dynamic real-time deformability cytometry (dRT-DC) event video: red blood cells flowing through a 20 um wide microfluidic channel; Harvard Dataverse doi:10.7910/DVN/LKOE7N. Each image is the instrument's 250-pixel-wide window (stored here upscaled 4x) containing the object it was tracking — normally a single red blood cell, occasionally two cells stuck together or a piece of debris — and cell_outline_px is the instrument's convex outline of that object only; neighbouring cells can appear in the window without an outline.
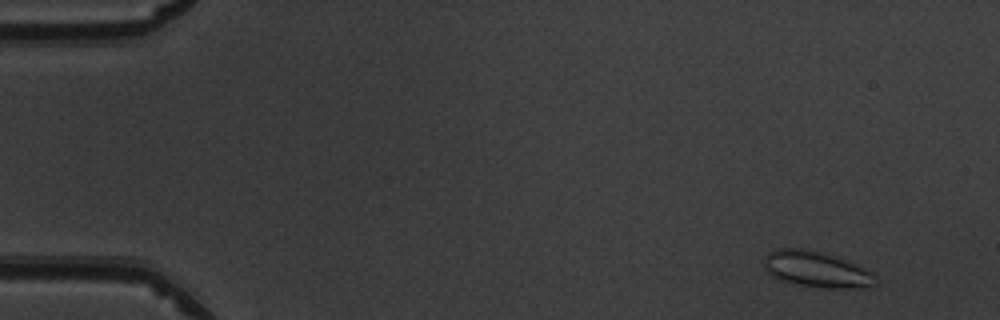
{"species": "common noctule bat (a hibernating species)", "species_latin": "Nyctalus noctula", "temperature_condition": "warm", "stored_images_in_passage": 49, "camera_frame_rate_fps": 3000, "um_per_image_px": 0.085, "animal": {"sex": "male", "body_mass_g": 19.5, "forearm_length_mm": 54.6}, "frame": {"image": 1, "passage_image": 2, "time_ms": 0.333, "image_size_px": [1000, 320], "cell_outline_px": [[876, 284], [872, 288], [824, 288], [796, 284], [780, 280], [772, 276], [764, 268], [764, 256], [768, 252], [776, 248], [808, 248], [848, 260], [872, 272], [876, 276]], "centroid_in_image_um": [69.41, 22.89], "position_along_channel_um": 15.6, "area_um2": 23.81}}
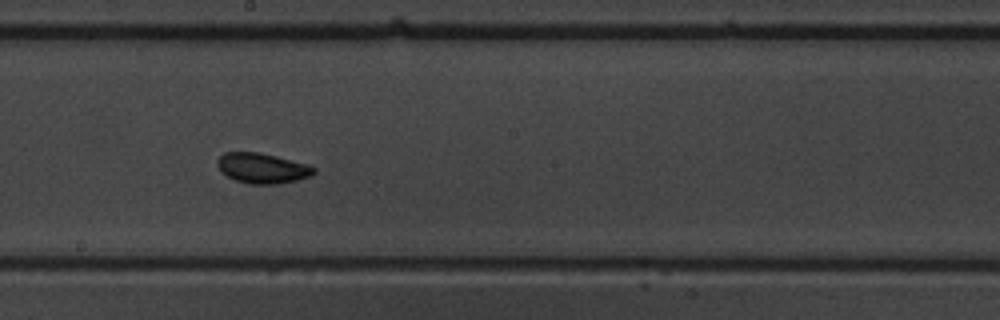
{"frame": {"image": 2, "passage_image": 27, "time_ms": 8.667, "image_size_px": [1000, 320], "cell_outline_px": [[316, 172], [312, 176], [296, 180], [276, 184], [248, 184], [236, 180], [228, 176], [216, 164], [216, 160], [224, 152], [260, 152], [276, 156], [304, 164], [316, 168]], "centroid_in_image_um": [22.29, 14.29], "position_along_channel_um": 225.9, "area_um2": 16.82}}
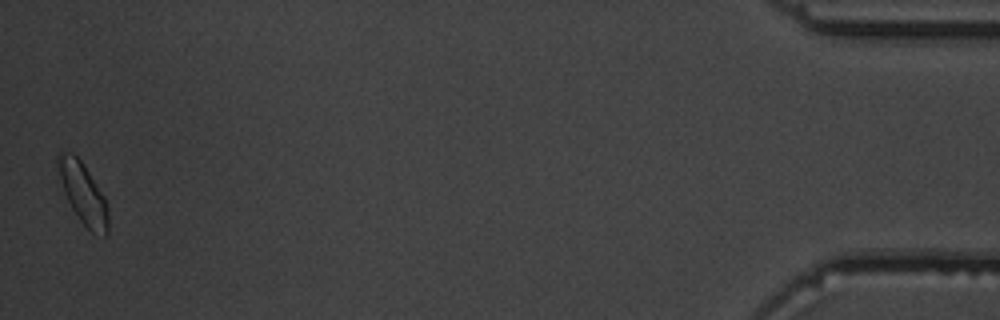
{"frame": {"image": 3, "passage_image": 49, "time_ms": 16.0, "image_size_px": [1000, 320], "cell_outline_px": [[108, 236], [104, 236], [92, 232], [80, 220], [72, 208], [64, 192], [56, 164], [56, 156], [60, 152], [72, 152], [80, 160], [104, 196], [108, 208]], "centroid_in_image_um": [7.06, 16.43], "position_along_channel_um": 428.1, "area_um2": 17.57}, "authors_computed_cell_mechanics": {"area_um2": 17.051, "velocity_mm_per_s": 3.9544, "shape_relaxation_time_tau1_ms": 2.6757, "shape_relaxation_time_tau2_ms": null, "deformation_change_tau1": 0.0506, "deformation_change_tau2": null}}